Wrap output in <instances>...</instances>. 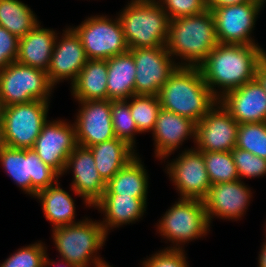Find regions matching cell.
<instances>
[{"instance_id":"d4e9b609","label":"cell","mask_w":266,"mask_h":267,"mask_svg":"<svg viewBox=\"0 0 266 267\" xmlns=\"http://www.w3.org/2000/svg\"><path fill=\"white\" fill-rule=\"evenodd\" d=\"M93 153L97 171L107 183L138 153L126 141L113 138L89 147Z\"/></svg>"},{"instance_id":"d590c367","label":"cell","mask_w":266,"mask_h":267,"mask_svg":"<svg viewBox=\"0 0 266 267\" xmlns=\"http://www.w3.org/2000/svg\"><path fill=\"white\" fill-rule=\"evenodd\" d=\"M170 20L198 15L208 10L206 0H156Z\"/></svg>"},{"instance_id":"30bf717a","label":"cell","mask_w":266,"mask_h":267,"mask_svg":"<svg viewBox=\"0 0 266 267\" xmlns=\"http://www.w3.org/2000/svg\"><path fill=\"white\" fill-rule=\"evenodd\" d=\"M70 27L80 37L88 59L107 60L129 50L118 16L96 14Z\"/></svg>"},{"instance_id":"603a6c76","label":"cell","mask_w":266,"mask_h":267,"mask_svg":"<svg viewBox=\"0 0 266 267\" xmlns=\"http://www.w3.org/2000/svg\"><path fill=\"white\" fill-rule=\"evenodd\" d=\"M56 30L43 28L39 22L25 36L19 38L17 62L47 72L57 38Z\"/></svg>"},{"instance_id":"f6af8a7d","label":"cell","mask_w":266,"mask_h":267,"mask_svg":"<svg viewBox=\"0 0 266 267\" xmlns=\"http://www.w3.org/2000/svg\"><path fill=\"white\" fill-rule=\"evenodd\" d=\"M254 1L261 3L263 6L266 5V0H254Z\"/></svg>"},{"instance_id":"e575fe53","label":"cell","mask_w":266,"mask_h":267,"mask_svg":"<svg viewBox=\"0 0 266 267\" xmlns=\"http://www.w3.org/2000/svg\"><path fill=\"white\" fill-rule=\"evenodd\" d=\"M231 154L240 180L266 176L265 159L237 147L231 150Z\"/></svg>"},{"instance_id":"7402d4cb","label":"cell","mask_w":266,"mask_h":267,"mask_svg":"<svg viewBox=\"0 0 266 267\" xmlns=\"http://www.w3.org/2000/svg\"><path fill=\"white\" fill-rule=\"evenodd\" d=\"M147 199L120 194H103L92 207L103 214V220L100 223L108 235L114 228L138 222L146 213Z\"/></svg>"},{"instance_id":"44dd1931","label":"cell","mask_w":266,"mask_h":267,"mask_svg":"<svg viewBox=\"0 0 266 267\" xmlns=\"http://www.w3.org/2000/svg\"><path fill=\"white\" fill-rule=\"evenodd\" d=\"M218 101L239 124L266 122V93L255 78Z\"/></svg>"},{"instance_id":"ab89813d","label":"cell","mask_w":266,"mask_h":267,"mask_svg":"<svg viewBox=\"0 0 266 267\" xmlns=\"http://www.w3.org/2000/svg\"><path fill=\"white\" fill-rule=\"evenodd\" d=\"M254 78L258 81V83L261 85V87L263 88V90L266 93V56L257 65Z\"/></svg>"},{"instance_id":"4dcf8cb0","label":"cell","mask_w":266,"mask_h":267,"mask_svg":"<svg viewBox=\"0 0 266 267\" xmlns=\"http://www.w3.org/2000/svg\"><path fill=\"white\" fill-rule=\"evenodd\" d=\"M200 152L205 160L206 170L212 185L239 180L231 151Z\"/></svg>"},{"instance_id":"4316f807","label":"cell","mask_w":266,"mask_h":267,"mask_svg":"<svg viewBox=\"0 0 266 267\" xmlns=\"http://www.w3.org/2000/svg\"><path fill=\"white\" fill-rule=\"evenodd\" d=\"M107 72V60L88 59L70 86L74 100L108 99Z\"/></svg>"},{"instance_id":"484cf974","label":"cell","mask_w":266,"mask_h":267,"mask_svg":"<svg viewBox=\"0 0 266 267\" xmlns=\"http://www.w3.org/2000/svg\"><path fill=\"white\" fill-rule=\"evenodd\" d=\"M107 92L108 100H128L135 95L136 66L132 53L107 59Z\"/></svg>"},{"instance_id":"9c48e42d","label":"cell","mask_w":266,"mask_h":267,"mask_svg":"<svg viewBox=\"0 0 266 267\" xmlns=\"http://www.w3.org/2000/svg\"><path fill=\"white\" fill-rule=\"evenodd\" d=\"M54 89L45 70L17 61L0 70V103L3 107L32 100L50 101Z\"/></svg>"},{"instance_id":"d6986e66","label":"cell","mask_w":266,"mask_h":267,"mask_svg":"<svg viewBox=\"0 0 266 267\" xmlns=\"http://www.w3.org/2000/svg\"><path fill=\"white\" fill-rule=\"evenodd\" d=\"M62 31L64 32L61 36L57 34L50 66L47 70L48 80L54 88L64 80H70V85H72L88 61L85 49L76 32L70 26H66V29Z\"/></svg>"},{"instance_id":"ba28073f","label":"cell","mask_w":266,"mask_h":267,"mask_svg":"<svg viewBox=\"0 0 266 267\" xmlns=\"http://www.w3.org/2000/svg\"><path fill=\"white\" fill-rule=\"evenodd\" d=\"M0 165L14 184L31 198L61 178L40 159L33 148L19 149L0 144Z\"/></svg>"},{"instance_id":"ee69618b","label":"cell","mask_w":266,"mask_h":267,"mask_svg":"<svg viewBox=\"0 0 266 267\" xmlns=\"http://www.w3.org/2000/svg\"><path fill=\"white\" fill-rule=\"evenodd\" d=\"M98 267H113V266H111V265H109V263H104V264H101L100 266H98Z\"/></svg>"},{"instance_id":"7bdbcfd3","label":"cell","mask_w":266,"mask_h":267,"mask_svg":"<svg viewBox=\"0 0 266 267\" xmlns=\"http://www.w3.org/2000/svg\"><path fill=\"white\" fill-rule=\"evenodd\" d=\"M2 109H3V106L0 103V136H1V123H2Z\"/></svg>"},{"instance_id":"cb8c5ba5","label":"cell","mask_w":266,"mask_h":267,"mask_svg":"<svg viewBox=\"0 0 266 267\" xmlns=\"http://www.w3.org/2000/svg\"><path fill=\"white\" fill-rule=\"evenodd\" d=\"M58 182L38 191L34 197L40 202L43 214L47 221L52 224V229L75 224L83 220L82 218L76 221V200Z\"/></svg>"},{"instance_id":"4fadbf2b","label":"cell","mask_w":266,"mask_h":267,"mask_svg":"<svg viewBox=\"0 0 266 267\" xmlns=\"http://www.w3.org/2000/svg\"><path fill=\"white\" fill-rule=\"evenodd\" d=\"M135 66V95L158 96L164 83L178 67L166 46L129 49Z\"/></svg>"},{"instance_id":"e0dca14e","label":"cell","mask_w":266,"mask_h":267,"mask_svg":"<svg viewBox=\"0 0 266 267\" xmlns=\"http://www.w3.org/2000/svg\"><path fill=\"white\" fill-rule=\"evenodd\" d=\"M78 112L74 118L77 144L90 147L116 138L111 116V100L77 101Z\"/></svg>"},{"instance_id":"52a82bcc","label":"cell","mask_w":266,"mask_h":267,"mask_svg":"<svg viewBox=\"0 0 266 267\" xmlns=\"http://www.w3.org/2000/svg\"><path fill=\"white\" fill-rule=\"evenodd\" d=\"M50 101L5 106L2 109L0 144L11 148H33L43 125L48 121Z\"/></svg>"},{"instance_id":"8992f818","label":"cell","mask_w":266,"mask_h":267,"mask_svg":"<svg viewBox=\"0 0 266 267\" xmlns=\"http://www.w3.org/2000/svg\"><path fill=\"white\" fill-rule=\"evenodd\" d=\"M178 199L168 207L155 226L157 234L166 243H172L167 249L184 250L186 243L207 236L211 225L202 200Z\"/></svg>"},{"instance_id":"836d02e7","label":"cell","mask_w":266,"mask_h":267,"mask_svg":"<svg viewBox=\"0 0 266 267\" xmlns=\"http://www.w3.org/2000/svg\"><path fill=\"white\" fill-rule=\"evenodd\" d=\"M47 249L41 240L23 246L0 263V267H44Z\"/></svg>"},{"instance_id":"1f68e13d","label":"cell","mask_w":266,"mask_h":267,"mask_svg":"<svg viewBox=\"0 0 266 267\" xmlns=\"http://www.w3.org/2000/svg\"><path fill=\"white\" fill-rule=\"evenodd\" d=\"M112 125L116 138L126 141L136 149V134L138 128L131 115L130 106L127 100H111Z\"/></svg>"},{"instance_id":"ffe728a7","label":"cell","mask_w":266,"mask_h":267,"mask_svg":"<svg viewBox=\"0 0 266 267\" xmlns=\"http://www.w3.org/2000/svg\"><path fill=\"white\" fill-rule=\"evenodd\" d=\"M196 123L174 112L160 109L152 130L154 156L159 161L174 154L184 141L192 139L195 143Z\"/></svg>"},{"instance_id":"f546056e","label":"cell","mask_w":266,"mask_h":267,"mask_svg":"<svg viewBox=\"0 0 266 267\" xmlns=\"http://www.w3.org/2000/svg\"><path fill=\"white\" fill-rule=\"evenodd\" d=\"M127 101L138 132H152L161 109L158 96L132 95Z\"/></svg>"},{"instance_id":"6da1fadb","label":"cell","mask_w":266,"mask_h":267,"mask_svg":"<svg viewBox=\"0 0 266 267\" xmlns=\"http://www.w3.org/2000/svg\"><path fill=\"white\" fill-rule=\"evenodd\" d=\"M265 56L266 51L258 44L219 43L198 68L212 94L220 99L225 93L253 80L257 65Z\"/></svg>"},{"instance_id":"5b68a950","label":"cell","mask_w":266,"mask_h":267,"mask_svg":"<svg viewBox=\"0 0 266 267\" xmlns=\"http://www.w3.org/2000/svg\"><path fill=\"white\" fill-rule=\"evenodd\" d=\"M52 239L59 258L76 267H98L106 263L100 257V249L108 235L100 220L85 217L81 222L51 229Z\"/></svg>"},{"instance_id":"9a60e30c","label":"cell","mask_w":266,"mask_h":267,"mask_svg":"<svg viewBox=\"0 0 266 267\" xmlns=\"http://www.w3.org/2000/svg\"><path fill=\"white\" fill-rule=\"evenodd\" d=\"M238 127L239 123L218 101L196 123L194 148L210 152L231 151L237 144Z\"/></svg>"},{"instance_id":"7a4b0ae2","label":"cell","mask_w":266,"mask_h":267,"mask_svg":"<svg viewBox=\"0 0 266 267\" xmlns=\"http://www.w3.org/2000/svg\"><path fill=\"white\" fill-rule=\"evenodd\" d=\"M218 44L210 10L170 20L166 49L178 66L198 67Z\"/></svg>"},{"instance_id":"2e32d148","label":"cell","mask_w":266,"mask_h":267,"mask_svg":"<svg viewBox=\"0 0 266 267\" xmlns=\"http://www.w3.org/2000/svg\"><path fill=\"white\" fill-rule=\"evenodd\" d=\"M251 190L248 184L240 179L211 185L202 199L210 225L216 217L228 221L241 220L253 199Z\"/></svg>"},{"instance_id":"8fae6325","label":"cell","mask_w":266,"mask_h":267,"mask_svg":"<svg viewBox=\"0 0 266 267\" xmlns=\"http://www.w3.org/2000/svg\"><path fill=\"white\" fill-rule=\"evenodd\" d=\"M261 10H264V6L254 0L212 10L219 43L232 45L259 44L252 34Z\"/></svg>"},{"instance_id":"74e56055","label":"cell","mask_w":266,"mask_h":267,"mask_svg":"<svg viewBox=\"0 0 266 267\" xmlns=\"http://www.w3.org/2000/svg\"><path fill=\"white\" fill-rule=\"evenodd\" d=\"M19 38L0 26V70L18 57Z\"/></svg>"},{"instance_id":"f35d334b","label":"cell","mask_w":266,"mask_h":267,"mask_svg":"<svg viewBox=\"0 0 266 267\" xmlns=\"http://www.w3.org/2000/svg\"><path fill=\"white\" fill-rule=\"evenodd\" d=\"M251 0H206L207 9L212 11L215 8L223 7L227 5L247 3Z\"/></svg>"},{"instance_id":"7c38bea8","label":"cell","mask_w":266,"mask_h":267,"mask_svg":"<svg viewBox=\"0 0 266 267\" xmlns=\"http://www.w3.org/2000/svg\"><path fill=\"white\" fill-rule=\"evenodd\" d=\"M177 157L169 160L170 162L162 161L168 163L164 171L169 175L179 198L202 200L212 185L202 153L191 147L182 150Z\"/></svg>"},{"instance_id":"ac0fdd59","label":"cell","mask_w":266,"mask_h":267,"mask_svg":"<svg viewBox=\"0 0 266 267\" xmlns=\"http://www.w3.org/2000/svg\"><path fill=\"white\" fill-rule=\"evenodd\" d=\"M67 172L73 174L70 184L72 193L82 198L86 207L92 208L105 193L106 182L97 171L89 147L76 146L67 159L63 175Z\"/></svg>"},{"instance_id":"60d3db41","label":"cell","mask_w":266,"mask_h":267,"mask_svg":"<svg viewBox=\"0 0 266 267\" xmlns=\"http://www.w3.org/2000/svg\"><path fill=\"white\" fill-rule=\"evenodd\" d=\"M52 267V266H58V267H76L75 265L73 264H70L68 261H66L65 259H59L58 260H53V259H50L49 256H48V253L46 254V257H45V264H44V267Z\"/></svg>"},{"instance_id":"277c9868","label":"cell","mask_w":266,"mask_h":267,"mask_svg":"<svg viewBox=\"0 0 266 267\" xmlns=\"http://www.w3.org/2000/svg\"><path fill=\"white\" fill-rule=\"evenodd\" d=\"M120 11L129 49L166 46L170 19L156 0H131Z\"/></svg>"},{"instance_id":"d6a6232c","label":"cell","mask_w":266,"mask_h":267,"mask_svg":"<svg viewBox=\"0 0 266 267\" xmlns=\"http://www.w3.org/2000/svg\"><path fill=\"white\" fill-rule=\"evenodd\" d=\"M236 147L266 160V122L239 124Z\"/></svg>"},{"instance_id":"5bb4252c","label":"cell","mask_w":266,"mask_h":267,"mask_svg":"<svg viewBox=\"0 0 266 267\" xmlns=\"http://www.w3.org/2000/svg\"><path fill=\"white\" fill-rule=\"evenodd\" d=\"M76 128L67 120H48L34 144V151L40 159L61 177L70 153L77 146Z\"/></svg>"},{"instance_id":"8d00e7d4","label":"cell","mask_w":266,"mask_h":267,"mask_svg":"<svg viewBox=\"0 0 266 267\" xmlns=\"http://www.w3.org/2000/svg\"><path fill=\"white\" fill-rule=\"evenodd\" d=\"M185 250L167 249L158 250L147 256L141 262L145 267H190Z\"/></svg>"},{"instance_id":"3957f363","label":"cell","mask_w":266,"mask_h":267,"mask_svg":"<svg viewBox=\"0 0 266 267\" xmlns=\"http://www.w3.org/2000/svg\"><path fill=\"white\" fill-rule=\"evenodd\" d=\"M162 109L198 123L218 102L198 67L178 66L160 89Z\"/></svg>"},{"instance_id":"b9f144b4","label":"cell","mask_w":266,"mask_h":267,"mask_svg":"<svg viewBox=\"0 0 266 267\" xmlns=\"http://www.w3.org/2000/svg\"><path fill=\"white\" fill-rule=\"evenodd\" d=\"M261 249L259 251V256H258V267H266V240L262 242Z\"/></svg>"},{"instance_id":"bcb514c9","label":"cell","mask_w":266,"mask_h":267,"mask_svg":"<svg viewBox=\"0 0 266 267\" xmlns=\"http://www.w3.org/2000/svg\"><path fill=\"white\" fill-rule=\"evenodd\" d=\"M264 226H265V227H264V228H265L264 231H265V233H266V222H265ZM264 240H266V234H265V239H264Z\"/></svg>"},{"instance_id":"f1b7e54d","label":"cell","mask_w":266,"mask_h":267,"mask_svg":"<svg viewBox=\"0 0 266 267\" xmlns=\"http://www.w3.org/2000/svg\"><path fill=\"white\" fill-rule=\"evenodd\" d=\"M38 23L34 11L21 0H0V26L18 38L25 36Z\"/></svg>"},{"instance_id":"83f0119b","label":"cell","mask_w":266,"mask_h":267,"mask_svg":"<svg viewBox=\"0 0 266 267\" xmlns=\"http://www.w3.org/2000/svg\"><path fill=\"white\" fill-rule=\"evenodd\" d=\"M139 154L106 183L104 194L148 198L149 174Z\"/></svg>"}]
</instances>
